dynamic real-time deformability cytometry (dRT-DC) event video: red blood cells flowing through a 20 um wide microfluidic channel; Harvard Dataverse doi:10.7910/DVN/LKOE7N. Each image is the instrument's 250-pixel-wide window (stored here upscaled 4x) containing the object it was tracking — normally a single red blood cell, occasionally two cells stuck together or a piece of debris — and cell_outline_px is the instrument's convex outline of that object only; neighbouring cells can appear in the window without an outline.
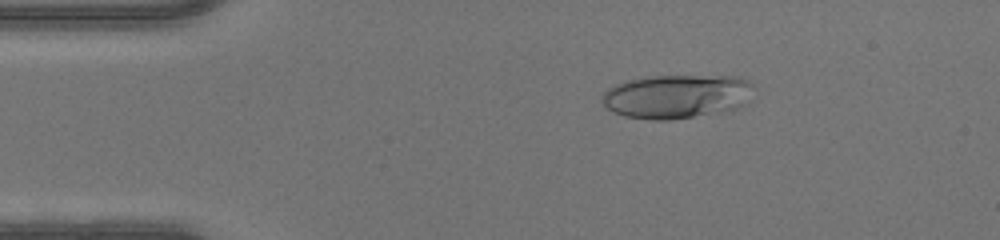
{"species": "human", "species_latin": "Homo sapiens", "temperature_condition": "warm", "stored_images_in_passage": 47, "camera_frame_rate_fps": 3000, "um_per_image_px": 0.085, "donor": {"sex": "male"}, "frame": {"image": 1, "passage_image": 8, "time_ms": 2.333, "image_size_px": [1000, 240], "cell_outline_px": [[752, 84], [748, 104], [728, 112], [672, 120], [652, 120], [624, 116], [612, 112], [604, 108], [600, 100], [600, 96], [608, 88], [616, 84], [628, 80], [648, 76], [740, 76], [748, 80]], "centroid_in_image_um": [57.52, 8.21], "position_along_channel_um": 27.5, "area_um2": 39.65}}
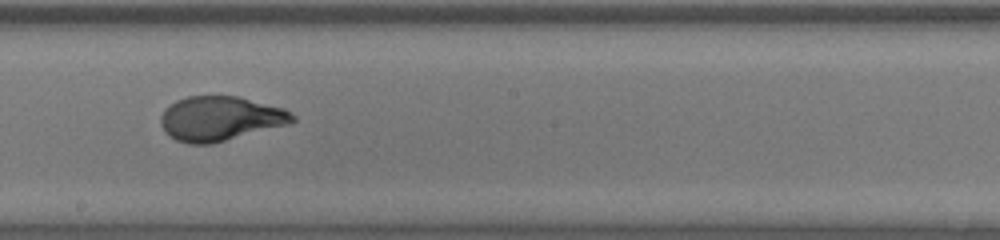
{"frame": {"image": 2, "passage_image": 26, "time_ms": 8.333, "image_size_px": [1000, 240], "cell_outline_px": [[296, 120], [288, 124], [212, 144], [188, 144], [176, 140], [168, 136], [164, 132], [160, 124], [160, 116], [164, 108], [176, 100], [188, 96], [240, 96], [284, 108], [296, 116]], "centroid_in_image_um": [18.69, 10.08], "position_along_channel_um": 229.5, "area_um2": 34.51}}
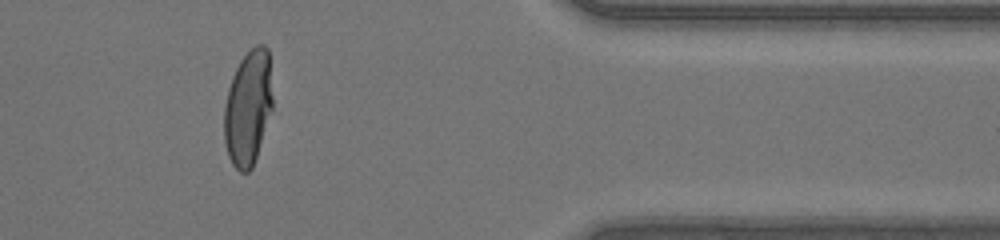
{"frame": {"image": 3, "passage_image": 39, "time_ms": 12.667, "image_size_px": [1000, 240], "cell_outline_px": [[272, 108], [252, 168], [248, 172], [240, 172], [232, 164], [228, 156], [224, 140], [224, 108], [228, 88], [232, 76], [240, 60], [256, 44], [264, 44], [268, 48], [272, 96]], "centroid_in_image_um": [21.07, 9.16], "position_along_channel_um": 390.3, "area_um2": 32.31}}